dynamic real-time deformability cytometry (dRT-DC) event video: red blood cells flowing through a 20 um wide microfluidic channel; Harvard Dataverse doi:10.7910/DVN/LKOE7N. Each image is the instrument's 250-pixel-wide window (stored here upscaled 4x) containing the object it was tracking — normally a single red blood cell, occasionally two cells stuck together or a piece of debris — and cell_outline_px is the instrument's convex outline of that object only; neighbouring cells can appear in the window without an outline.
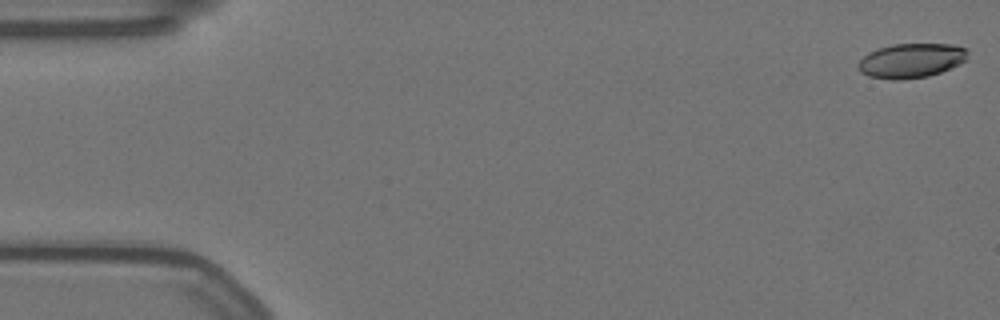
{"species": "Egyptian fruit bat (a non-hibernating species)", "species_latin": "Rousettus aegyptiacus", "temperature_condition": "warm", "stored_images_in_passage": 57, "camera_frame_rate_fps": 3000, "um_per_image_px": 0.085, "animal": {"sex": "female"}, "frame": {"image": 1, "passage_image": 1, "time_ms": 0.0, "image_size_px": [1000, 320], "cell_outline_px": [[968, 60], [960, 64], [940, 72], [928, 76], [896, 80], [892, 80], [868, 76], [860, 72], [856, 68], [856, 64], [868, 52], [892, 44], [952, 44], [968, 48]], "centroid_in_image_um": [77.46, 5.15], "position_along_channel_um": 7.5, "area_um2": 22.25}}
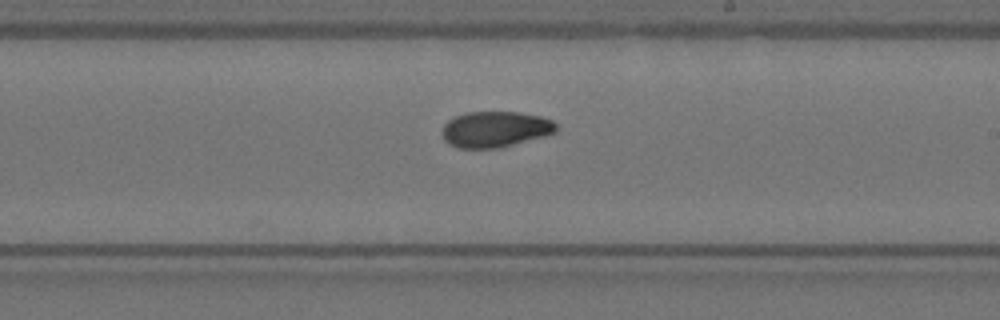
{"frame": {"image": 2, "passage_image": 33, "time_ms": 10.667, "image_size_px": [1000, 320], "cell_outline_px": [[556, 132], [544, 136], [500, 148], [456, 148], [448, 144], [444, 140], [440, 132], [444, 124], [448, 120], [456, 116], [468, 112], [520, 112], [540, 116], [552, 120], [556, 124]], "centroid_in_image_um": [42.06, 10.99], "position_along_channel_um": 246.9, "area_um2": 24.04}}
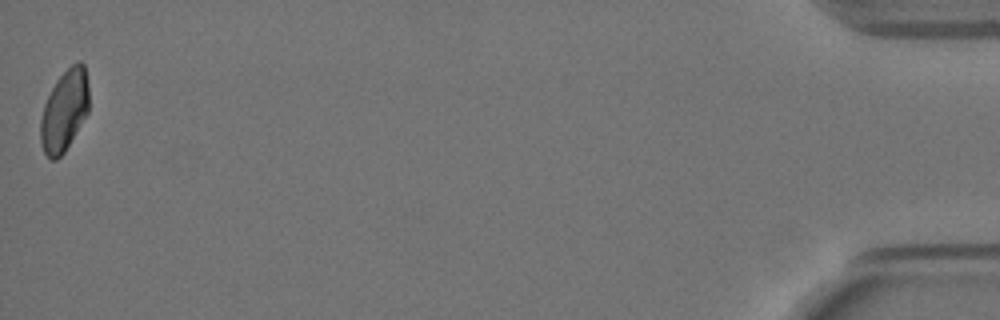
{"frame": {"image": 3, "passage_image": 57, "time_ms": 18.667, "image_size_px": [1000, 320], "cell_outline_px": [[88, 112], [64, 152], [56, 160], [52, 160], [44, 152], [40, 144], [40, 120], [44, 104], [56, 80], [76, 60], [80, 60], [84, 64], [88, 84]], "centroid_in_image_um": [5.46, 9.39], "position_along_channel_um": 429.7, "area_um2": 22.83}, "authors_computed_cell_mechanics": {"area_um2": 23.4668, "velocity_mm_per_s": 3.5325, "shape_relaxation_time_tau1_ms": 10.8809, "shape_relaxation_time_tau2_ms": 5.5205, "deformation_change_tau1": 0.2039, "deformation_change_tau2": 0.0835}}